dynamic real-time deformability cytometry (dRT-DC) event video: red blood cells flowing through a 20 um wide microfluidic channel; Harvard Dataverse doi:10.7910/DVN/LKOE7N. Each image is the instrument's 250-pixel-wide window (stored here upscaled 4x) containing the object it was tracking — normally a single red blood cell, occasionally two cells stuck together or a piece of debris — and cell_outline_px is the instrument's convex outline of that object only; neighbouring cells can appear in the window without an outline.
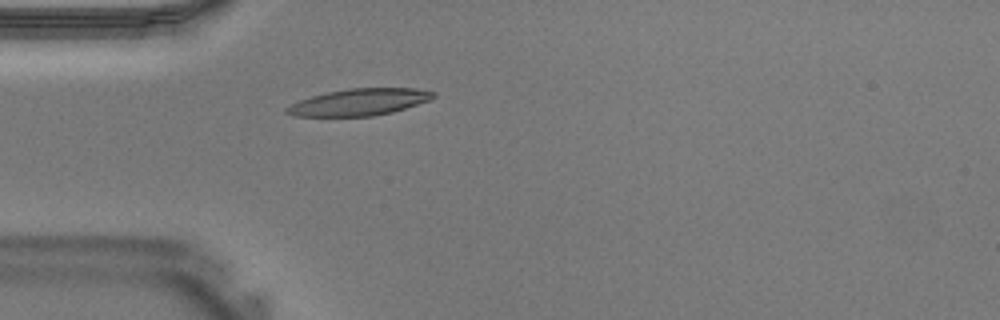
{"species": "Egyptian fruit bat (a non-hibernating species)", "species_latin": "Rousettus aegyptiacus", "temperature_condition": "warm", "stored_images_in_passage": 30, "camera_frame_rate_fps": 3000, "um_per_image_px": 0.085, "animal": {"sex": "male"}, "frame": {"image": 1, "passage_image": 1, "time_ms": 0.0, "image_size_px": [1000, 320], "cell_outline_px": [[436, 96], [432, 100], [392, 112], [372, 116], [292, 116], [284, 112], [284, 108], [300, 100], [312, 96], [328, 92], [348, 88], [416, 88], [436, 92]], "centroid_in_image_um": [30.57, 8.68], "position_along_channel_um": 54.4, "area_um2": 22.95}}
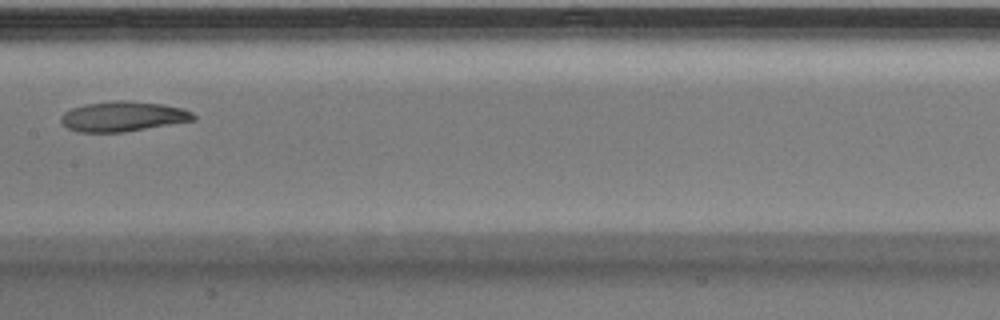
{"frame": {"image": 2, "passage_image": 10, "time_ms": 3.0, "image_size_px": [1000, 320], "cell_outline_px": [[196, 120], [124, 132], [76, 132], [68, 128], [60, 120], [60, 116], [64, 112], [72, 108], [88, 104], [120, 100], [128, 100], [164, 104], [184, 108], [192, 112], [196, 116]], "centroid_in_image_um": [10.49, 9.9], "position_along_channel_um": 196.9, "area_um2": 23.24}}
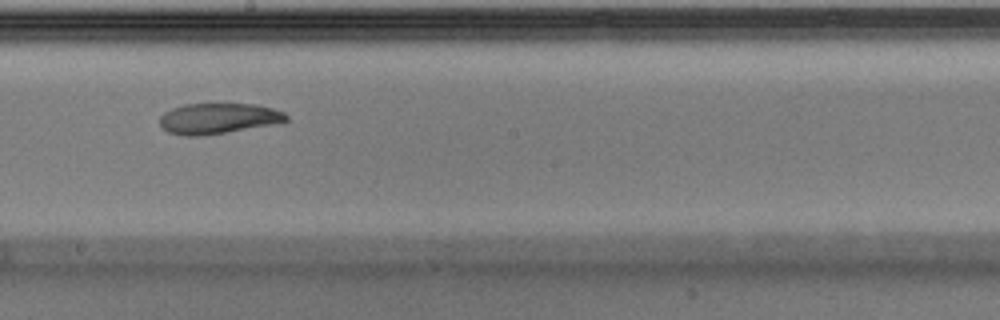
{"frame": {"image": 3, "passage_image": 12, "time_ms": 3.667, "image_size_px": [1000, 320], "cell_outline_px": [[288, 120], [284, 124], [200, 136], [184, 136], [168, 132], [160, 124], [160, 116], [164, 112], [172, 108], [184, 104], [256, 104], [272, 108], [284, 112], [288, 116]], "centroid_in_image_um": [18.63, 10.08], "position_along_channel_um": 229.6, "area_um2": 23.0}}